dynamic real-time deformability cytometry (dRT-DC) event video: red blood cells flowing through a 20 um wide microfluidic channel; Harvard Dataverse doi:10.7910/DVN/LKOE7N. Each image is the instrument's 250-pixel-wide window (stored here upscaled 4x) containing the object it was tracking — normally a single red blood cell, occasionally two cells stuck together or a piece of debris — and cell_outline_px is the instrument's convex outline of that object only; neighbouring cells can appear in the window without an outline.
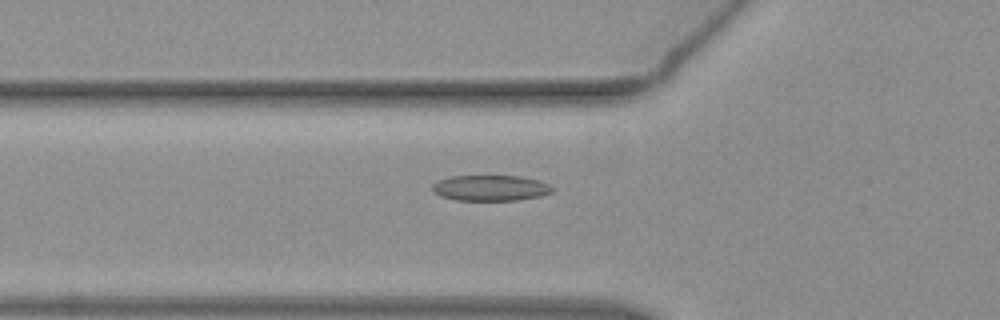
{"species": "common noctule bat (a hibernating species)", "species_latin": "Nyctalus noctula", "temperature_condition": "warm", "stored_images_in_passage": 53, "camera_frame_rate_fps": 3000, "um_per_image_px": 0.085, "animal": {"sex": "female", "body_mass_g": 19.3, "forearm_length_mm": 54.1}, "frame": {"image": 1, "passage_image": 19, "time_ms": 6.0, "image_size_px": [1000, 320], "cell_outline_px": [[556, 188], [552, 192], [540, 196], [516, 200], [456, 200], [440, 196], [432, 188], [432, 184], [440, 180], [452, 176], [520, 176], [540, 180]], "centroid_in_image_um": [41.74, 15.97], "position_along_channel_um": 84.1, "area_um2": 17.92}}
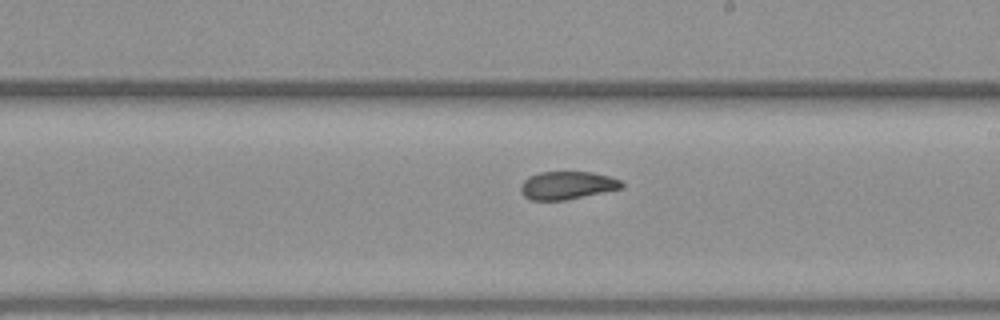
{"frame": {"image": 2, "passage_image": 31, "time_ms": 10.0, "image_size_px": [1000, 320], "cell_outline_px": [[624, 188], [564, 200], [532, 200], [524, 196], [520, 192], [520, 184], [528, 176], [540, 172], [592, 172], [608, 176], [620, 180], [624, 184]], "centroid_in_image_um": [48.19, 15.75], "position_along_channel_um": 240.8, "area_um2": 16.47}}
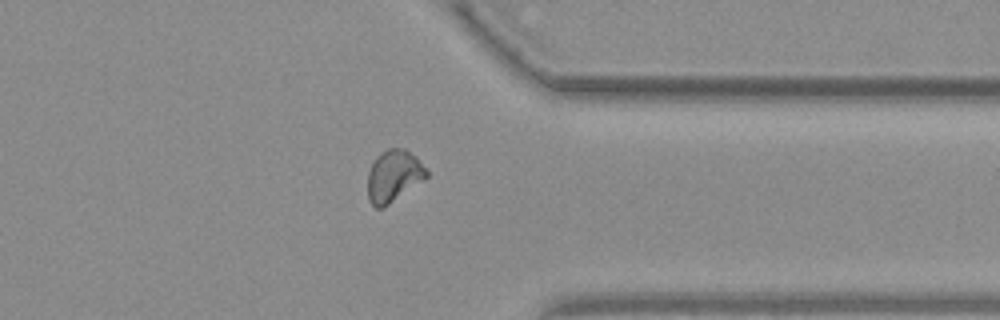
{"frame": {"image": 3, "passage_image": 42, "time_ms": 13.667, "image_size_px": [1000, 320], "cell_outline_px": [[428, 176], [384, 208], [376, 208], [368, 200], [368, 172], [376, 156], [380, 152], [388, 148], [404, 148], [416, 156], [428, 172]], "centroid_in_image_um": [33.44, 14.95], "position_along_channel_um": 378.0, "area_um2": 17.74}, "authors_computed_cell_mechanics": {"area_um2": 17.8024, "velocity_mm_per_s": 3.8976, "shape_relaxation_time_tau1_ms": 5.642, "shape_relaxation_time_tau2_ms": 1.1781, "deformation_change_tau1": 0.1491, "deformation_change_tau2": 0.0682}}